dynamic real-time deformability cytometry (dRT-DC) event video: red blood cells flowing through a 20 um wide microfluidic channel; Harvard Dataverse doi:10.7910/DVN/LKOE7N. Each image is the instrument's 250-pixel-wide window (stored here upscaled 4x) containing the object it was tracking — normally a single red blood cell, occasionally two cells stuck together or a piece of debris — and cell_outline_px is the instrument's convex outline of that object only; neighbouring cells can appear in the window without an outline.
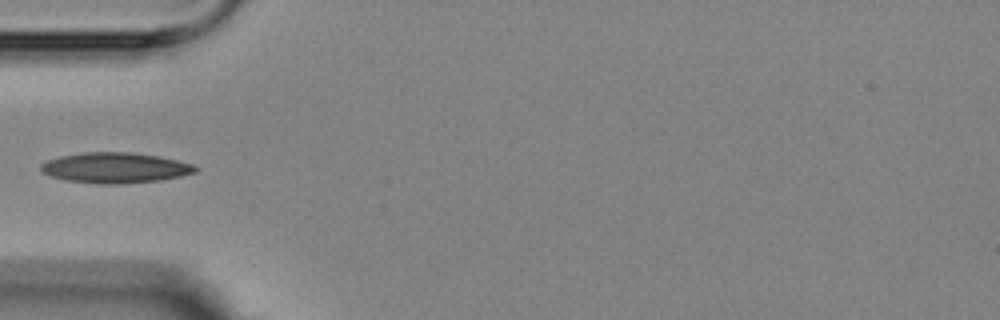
{"species": "Egyptian fruit bat (a non-hibernating species)", "species_latin": "Rousettus aegyptiacus", "temperature_condition": "room temperature", "stored_images_in_passage": 9, "camera_frame_rate_fps": 3000, "um_per_image_px": 0.085, "animal": {"sex": "female"}, "frame": {"image": 1, "passage_image": 5, "time_ms": 4.667, "image_size_px": [1000, 320], "cell_outline_px": [[196, 172], [180, 176], [160, 180], [120, 184], [96, 184], [64, 180], [52, 176], [44, 172], [40, 168], [40, 164], [48, 160], [60, 156], [84, 152], [132, 152], [160, 156], [192, 164], [196, 168]], "centroid_in_image_um": [9.77, 14.26], "position_along_channel_um": 75.2, "area_um2": 27.4}}
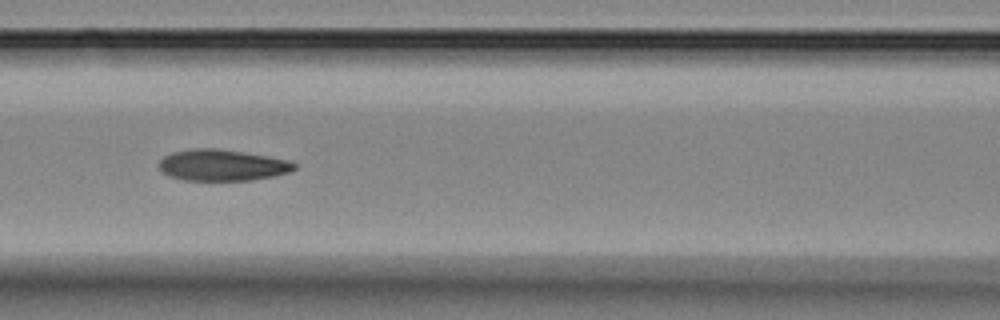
{"frame": {"image": 2, "passage_image": 7, "time_ms": 6.667, "image_size_px": [1000, 320], "cell_outline_px": [[296, 168], [292, 172], [252, 180], [184, 180], [168, 176], [160, 168], [160, 160], [164, 156], [172, 152], [192, 148], [216, 148], [244, 152], [292, 160], [296, 164]], "centroid_in_image_um": [18.93, 14.03], "position_along_channel_um": 147.7, "area_um2": 24.8}}
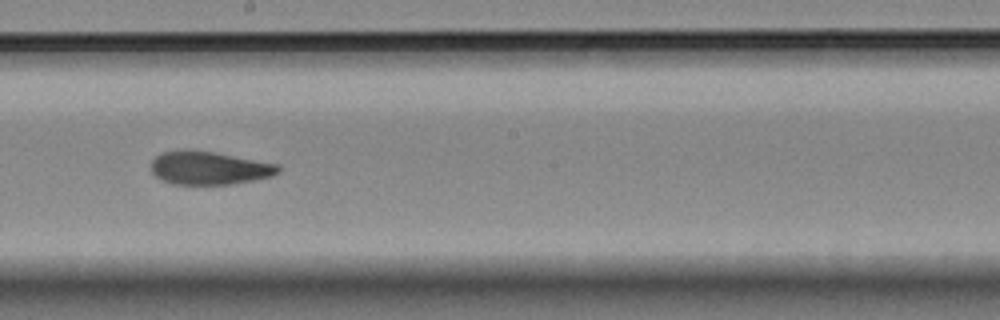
{"frame": {"image": 3, "passage_image": 9, "time_ms": 9.0, "image_size_px": [1000, 320], "cell_outline_px": [[280, 172], [272, 176], [232, 184], [172, 184], [160, 180], [152, 172], [152, 160], [160, 152], [216, 152], [280, 164]], "centroid_in_image_um": [17.83, 14.3], "position_along_channel_um": 230.4, "area_um2": 24.22}}